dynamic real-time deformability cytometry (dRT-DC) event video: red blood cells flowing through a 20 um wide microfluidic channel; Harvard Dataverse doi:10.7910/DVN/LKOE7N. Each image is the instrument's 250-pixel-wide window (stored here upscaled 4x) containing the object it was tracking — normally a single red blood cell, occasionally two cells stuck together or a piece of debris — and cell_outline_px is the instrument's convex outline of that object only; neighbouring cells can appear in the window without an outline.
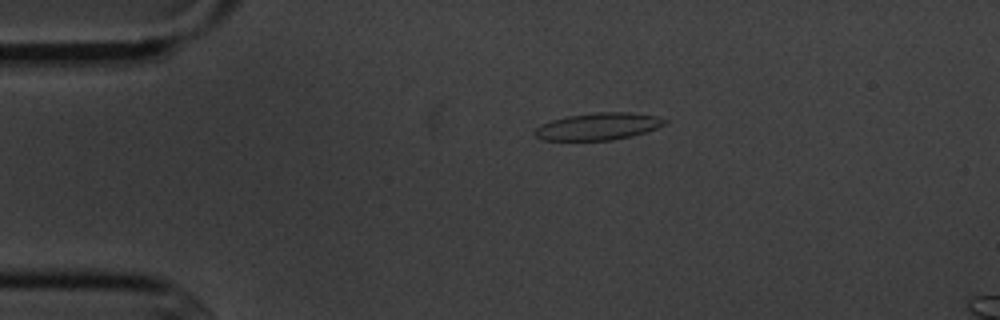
{"species": "common noctule bat (a hibernating species)", "species_latin": "Nyctalus noctula", "temperature_condition": "cold", "stored_images_in_passage": 3, "camera_frame_rate_fps": 3000, "um_per_image_px": 0.085, "animal": {"sex": "male", "body_mass_g": 20.1, "forearm_length_mm": 53.5}, "frame": {"image": 1, "passage_image": 1, "time_ms": 0.0, "image_size_px": [1000, 320], "cell_outline_px": [[668, 120], [664, 124], [656, 128], [632, 136], [612, 140], [544, 140], [536, 136], [532, 132], [540, 124], [552, 120], [568, 116], [596, 112], [628, 112], [656, 116]], "centroid_in_image_um": [50.82, 10.74], "position_along_channel_um": 34.2, "area_um2": 20.4}}